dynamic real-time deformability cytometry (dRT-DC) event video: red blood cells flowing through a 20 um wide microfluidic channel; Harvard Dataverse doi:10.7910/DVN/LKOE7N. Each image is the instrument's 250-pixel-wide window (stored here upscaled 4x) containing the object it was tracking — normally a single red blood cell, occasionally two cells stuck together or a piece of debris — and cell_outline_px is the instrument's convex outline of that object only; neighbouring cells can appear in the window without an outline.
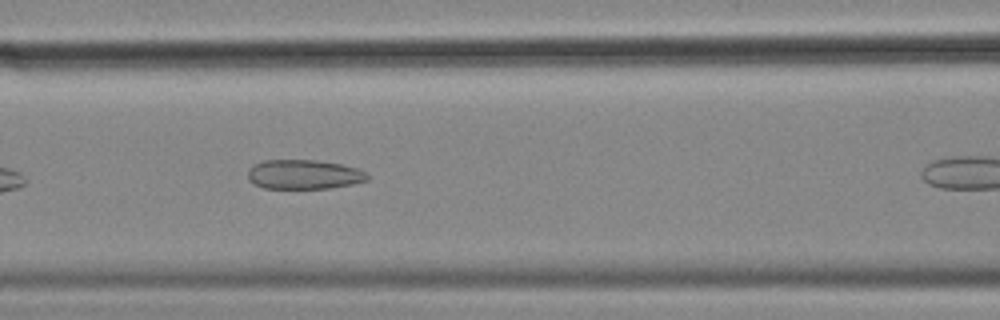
{"species": "common noctule bat (a hibernating species)", "species_latin": "Nyctalus noctula", "temperature_condition": "cold", "stored_images_in_passage": 21, "camera_frame_rate_fps": 3000, "um_per_image_px": 0.085, "animal": {"sex": "female", "body_mass_g": 18.4}, "frame": {"image": 1, "passage_image": 10, "time_ms": 3.0, "image_size_px": [1000, 320], "cell_outline_px": [[368, 180], [352, 184], [328, 188], [264, 188], [248, 180], [248, 168], [264, 160], [316, 160], [340, 164], [356, 168], [364, 172], [368, 176]], "centroid_in_image_um": [25.81, 14.82], "position_along_channel_um": 140.8, "area_um2": 20.29}}